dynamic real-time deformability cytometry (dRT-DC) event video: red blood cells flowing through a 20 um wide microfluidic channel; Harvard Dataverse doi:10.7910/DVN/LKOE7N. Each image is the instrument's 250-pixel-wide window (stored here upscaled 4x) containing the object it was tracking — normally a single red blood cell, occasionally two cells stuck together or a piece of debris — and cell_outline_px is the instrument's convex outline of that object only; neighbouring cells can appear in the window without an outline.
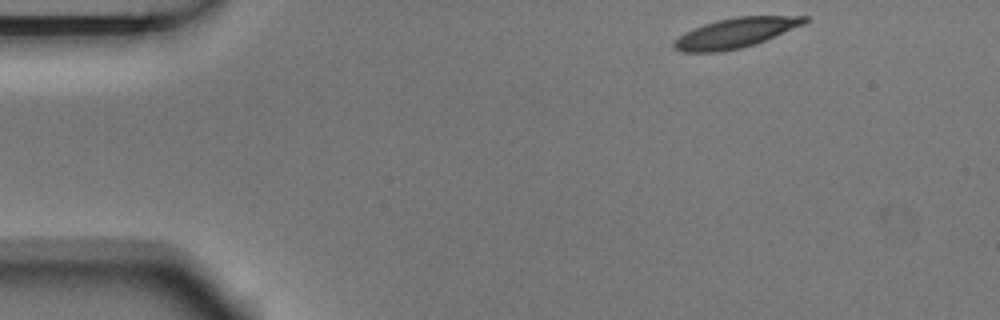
{"species": "Egyptian fruit bat (a non-hibernating species)", "species_latin": "Rousettus aegyptiacus", "temperature_condition": "room temperature", "stored_images_in_passage": 5, "segment_of_instrument_passage": [2, 2], "camera_frame_rate_fps": 3000, "um_per_image_px": 0.085, "animal": {"sex": "male"}, "frame": {"image": 1, "passage_image": 5, "time_ms": 1.333, "image_size_px": [1000, 320], "cell_outline_px": [[808, 20], [804, 24], [764, 40], [740, 48], [716, 52], [684, 52], [676, 48], [672, 44], [684, 32], [692, 28], [716, 20], [736, 16], [808, 16]], "centroid_in_image_um": [62.5, 2.78], "position_along_channel_um": 22.5, "area_um2": 22.31}}